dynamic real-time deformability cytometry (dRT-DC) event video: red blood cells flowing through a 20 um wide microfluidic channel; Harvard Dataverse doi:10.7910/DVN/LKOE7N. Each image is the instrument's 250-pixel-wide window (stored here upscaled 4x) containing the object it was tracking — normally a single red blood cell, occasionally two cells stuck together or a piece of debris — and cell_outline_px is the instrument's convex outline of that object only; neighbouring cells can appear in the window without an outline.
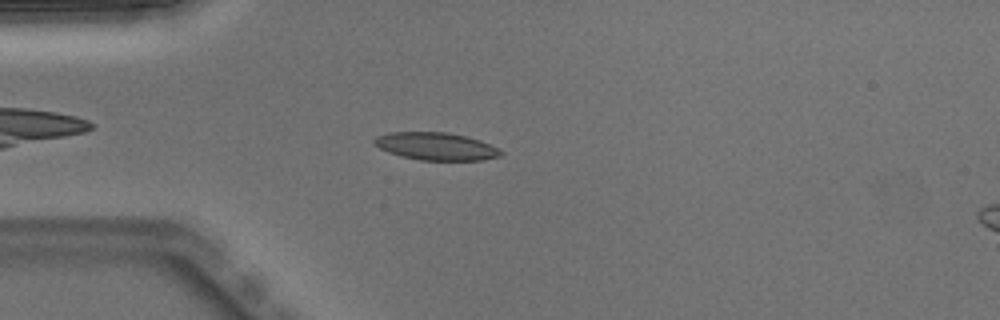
{"species": "Egyptian fruit bat (a non-hibernating species)", "species_latin": "Rousettus aegyptiacus", "temperature_condition": "warm", "stored_images_in_passage": 5, "camera_frame_rate_fps": 3000, "um_per_image_px": 0.085, "animal": {"sex": "male"}, "frame": {"image": 1, "passage_image": 4, "time_ms": 1.0, "image_size_px": [1000, 320], "cell_outline_px": [[504, 152], [500, 156], [484, 160], [420, 160], [388, 152], [372, 144], [372, 140], [376, 136], [388, 132], [448, 132], [480, 140]], "centroid_in_image_um": [37.02, 12.43], "position_along_channel_um": 48.0, "area_um2": 20.29}}